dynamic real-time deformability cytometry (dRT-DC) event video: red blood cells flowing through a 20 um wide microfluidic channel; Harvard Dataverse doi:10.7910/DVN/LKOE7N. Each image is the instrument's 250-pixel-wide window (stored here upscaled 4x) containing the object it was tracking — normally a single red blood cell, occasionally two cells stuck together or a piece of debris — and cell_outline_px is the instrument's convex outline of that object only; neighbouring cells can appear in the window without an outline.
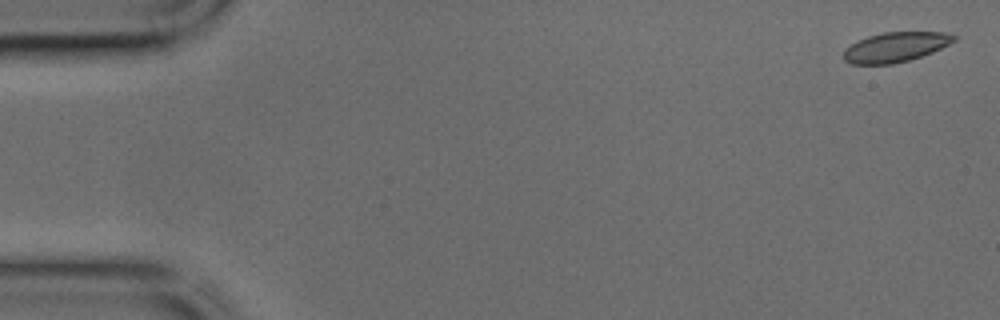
{"species": "common noctule bat (a hibernating species)", "species_latin": "Nyctalus noctula", "temperature_condition": "cold", "stored_images_in_passage": 14, "camera_frame_rate_fps": 3000, "um_per_image_px": 0.085, "animal": {"sex": "male", "body_mass_g": 17.9, "forearm_length_mm": 54.2}, "frame": {"image": 1, "passage_image": 1, "time_ms": 0.0, "image_size_px": [1000, 320], "cell_outline_px": [[956, 40], [932, 52], [908, 60], [892, 64], [852, 64], [844, 60], [844, 52], [856, 40], [868, 36], [884, 32], [948, 32], [956, 36]], "centroid_in_image_um": [76.12, 3.99], "position_along_channel_um": 8.9, "area_um2": 18.96}}
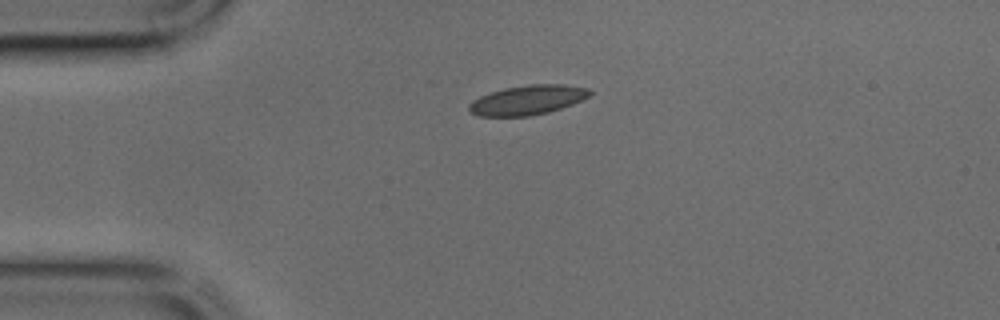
{"frame": {"image": 2, "passage_image": 10, "time_ms": 3.0, "image_size_px": [1000, 320], "cell_outline_px": [[592, 92], [588, 96], [572, 104], [548, 112], [528, 116], [476, 116], [468, 112], [468, 104], [472, 100], [480, 96], [504, 88], [528, 84], [564, 84], [588, 88]], "centroid_in_image_um": [44.79, 8.5], "position_along_channel_um": 40.2, "area_um2": 20.81}}